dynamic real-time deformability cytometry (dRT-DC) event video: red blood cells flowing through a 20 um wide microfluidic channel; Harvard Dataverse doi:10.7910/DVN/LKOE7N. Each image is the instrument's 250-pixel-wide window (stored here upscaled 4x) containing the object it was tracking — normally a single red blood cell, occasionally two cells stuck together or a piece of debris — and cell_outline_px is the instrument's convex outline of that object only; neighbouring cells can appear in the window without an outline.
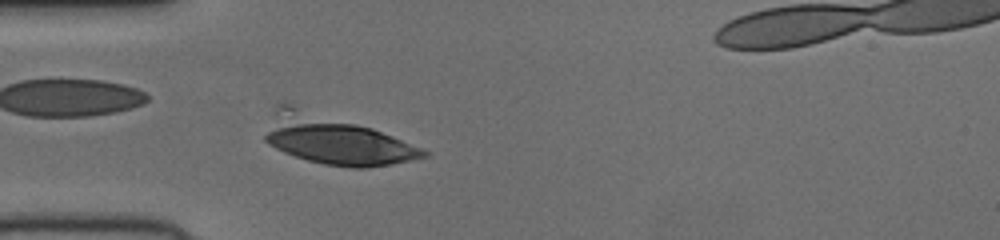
{"species": "human", "species_latin": "Homo sapiens", "temperature_condition": "cold", "stored_images_in_passage": 42, "camera_frame_rate_fps": 3000, "um_per_image_px": 0.085, "donor": {"sex": "female"}, "frame": {"image": 1, "passage_image": 8, "time_ms": 2.333, "image_size_px": [1000, 240], "cell_outline_px": [[428, 156], [392, 164], [364, 168], [352, 168], [324, 164], [308, 160], [284, 152], [268, 144], [264, 140], [264, 136], [272, 112], [276, 104], [284, 104], [372, 128], [392, 136], [420, 148], [428, 152]], "centroid_in_image_um": [28.45, 11.92], "position_along_channel_um": 56.5, "area_um2": 43.81}}
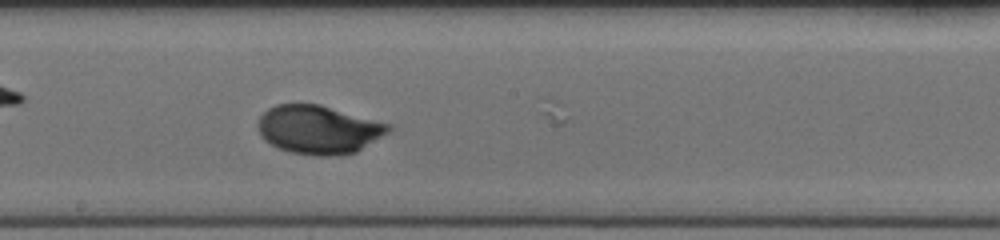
{"frame": {"image": 2, "passage_image": 21, "time_ms": 6.667, "image_size_px": [1000, 240], "cell_outline_px": [[392, 128], [388, 132], [356, 152], [340, 156], [316, 156], [292, 152], [280, 148], [264, 140], [260, 136], [260, 116], [268, 108], [276, 104], [320, 104], [392, 124]], "centroid_in_image_um": [27.11, 11.01], "position_along_channel_um": 221.1, "area_um2": 36.82}}
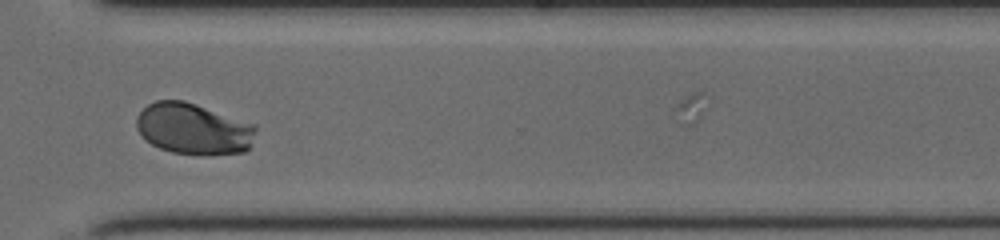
{"frame": {"image": 3, "passage_image": 31, "time_ms": 10.0, "image_size_px": [1000, 240], "cell_outline_px": [[256, 128], [248, 148], [244, 152], [172, 152], [160, 148], [144, 140], [136, 128], [136, 116], [148, 104], [156, 100], [184, 100], [256, 124]], "centroid_in_image_um": [16.38, 10.89], "position_along_channel_um": 354.2, "area_um2": 34.85}}